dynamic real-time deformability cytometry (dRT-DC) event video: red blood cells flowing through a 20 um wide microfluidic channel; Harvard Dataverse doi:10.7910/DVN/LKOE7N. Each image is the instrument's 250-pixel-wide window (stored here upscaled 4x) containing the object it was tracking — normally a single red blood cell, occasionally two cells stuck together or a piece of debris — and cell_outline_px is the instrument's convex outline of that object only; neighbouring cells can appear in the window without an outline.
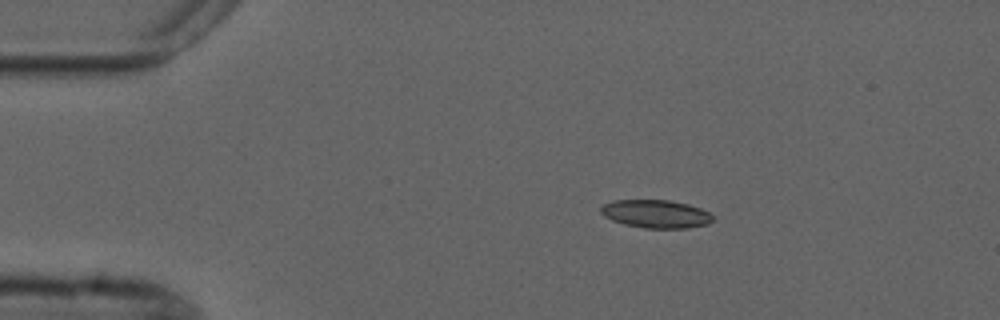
{"species": "common noctule bat (a hibernating species)", "species_latin": "Nyctalus noctula", "temperature_condition": "cold", "stored_images_in_passage": 4, "camera_frame_rate_fps": 3000, "um_per_image_px": 0.085, "animal": {"sex": "male", "forearm_length_mm": 52.5}, "frame": {"image": 1, "passage_image": 1, "time_ms": 0.0, "image_size_px": [1000, 320], "cell_outline_px": [[712, 220], [708, 224], [688, 228], [644, 228], [624, 224], [612, 220], [604, 216], [600, 212], [600, 208], [604, 204], [616, 200], [668, 200], [688, 204], [700, 208], [708, 212], [712, 216]], "centroid_in_image_um": [55.74, 18.18], "position_along_channel_um": 29.3, "area_um2": 18.26}}
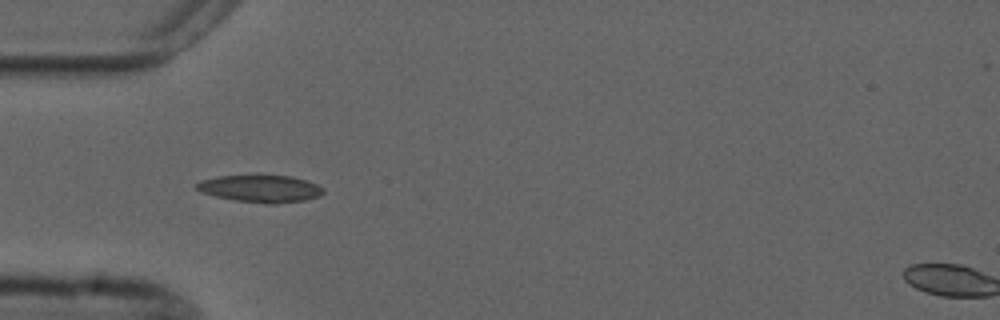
{"frame": {"image": 2, "passage_image": 3, "time_ms": 2.333, "image_size_px": [1000, 320], "cell_outline_px": [[324, 192], [320, 196], [304, 200], [276, 204], [264, 204], [236, 200], [216, 196], [200, 192], [196, 188], [196, 184], [200, 180], [216, 176], [256, 172], [260, 172], [292, 176], [308, 180], [324, 188]], "centroid_in_image_um": [22.14, 15.97], "position_along_channel_um": 62.9, "area_um2": 21.27}}
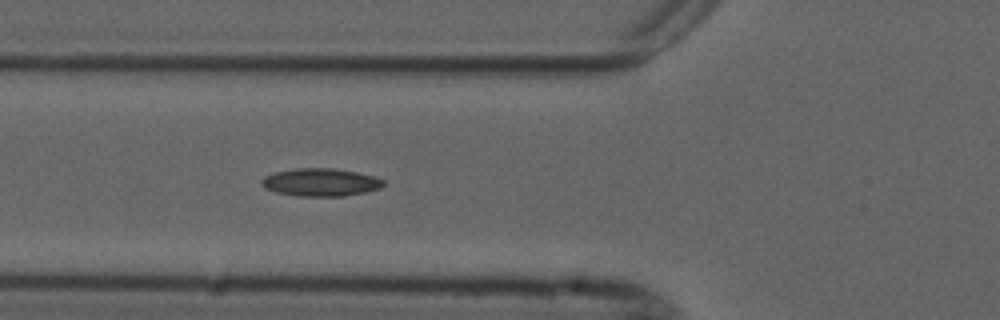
{"frame": {"image": 3, "passage_image": 4, "time_ms": 3.333, "image_size_px": [1000, 320], "cell_outline_px": [[384, 184], [380, 188], [364, 192], [344, 196], [296, 196], [276, 192], [264, 188], [260, 184], [260, 180], [264, 176], [276, 172], [296, 168], [332, 168], [356, 172], [372, 176], [384, 180]], "centroid_in_image_um": [27.2, 15.5], "position_along_channel_um": 98.6, "area_um2": 19.71}}